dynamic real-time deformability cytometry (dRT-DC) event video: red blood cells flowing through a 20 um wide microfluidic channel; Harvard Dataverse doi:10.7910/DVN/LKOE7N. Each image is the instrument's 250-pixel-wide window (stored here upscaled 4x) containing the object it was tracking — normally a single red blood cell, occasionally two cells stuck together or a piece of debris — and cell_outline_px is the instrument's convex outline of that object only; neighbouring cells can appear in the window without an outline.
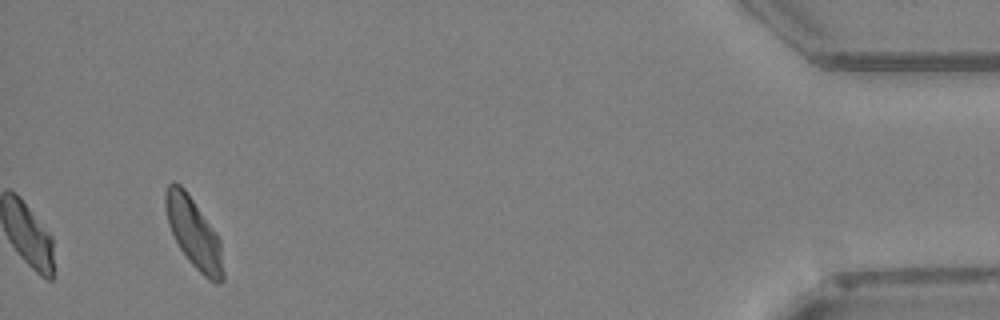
{"species": "Egyptian fruit bat (a non-hibernating species)", "species_latin": "Rousettus aegyptiacus", "temperature_condition": "warm", "stored_images_in_passage": 31, "camera_frame_rate_fps": 3000, "um_per_image_px": 0.085, "animal": {"sex": "female"}, "frame": {"image": 1, "passage_image": 31, "time_ms": 10.0, "image_size_px": [1000, 320], "cell_outline_px": [[224, 280], [220, 284], [216, 284], [208, 280], [192, 264], [180, 248], [168, 224], [164, 204], [164, 192], [168, 184], [172, 180], [176, 180], [188, 192], [216, 232], [220, 240], [224, 272]], "centroid_in_image_um": [16.47, 19.78], "position_along_channel_um": 418.7, "area_um2": 23.81}}